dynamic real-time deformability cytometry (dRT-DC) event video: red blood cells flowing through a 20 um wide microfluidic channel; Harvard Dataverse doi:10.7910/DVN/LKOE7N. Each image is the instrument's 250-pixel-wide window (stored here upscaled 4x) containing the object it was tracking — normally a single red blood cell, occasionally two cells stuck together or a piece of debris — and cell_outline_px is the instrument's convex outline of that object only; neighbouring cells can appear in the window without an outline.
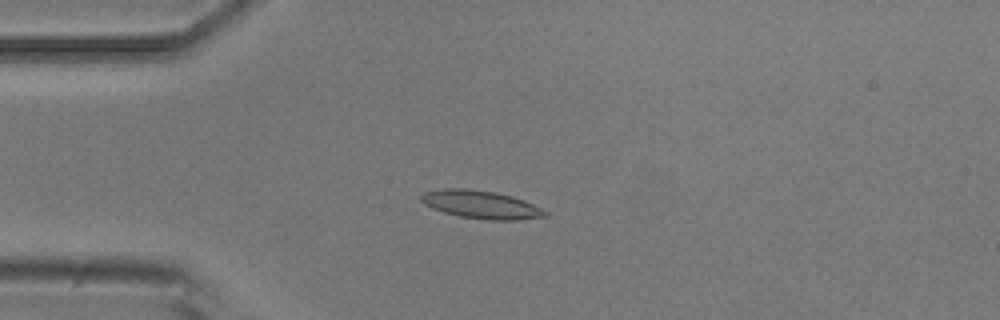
{"species": "common noctule bat (a hibernating species)", "species_latin": "Nyctalus noctula", "temperature_condition": "room temperature", "stored_images_in_passage": 8, "camera_frame_rate_fps": 3000, "um_per_image_px": 0.085, "animal": {"sex": "male", "body_mass_g": 20.5, "forearm_length_mm": 52.5}, "frame": {"image": 1, "passage_image": 3, "time_ms": 0.667, "image_size_px": [1000, 320], "cell_outline_px": [[548, 216], [516, 220], [488, 220], [460, 216], [444, 212], [432, 208], [424, 204], [420, 200], [420, 196], [424, 192], [444, 188], [464, 188], [492, 192], [512, 196], [524, 200], [548, 212]], "centroid_in_image_um": [40.87, 17.39], "position_along_channel_um": 44.1, "area_um2": 20.11}}
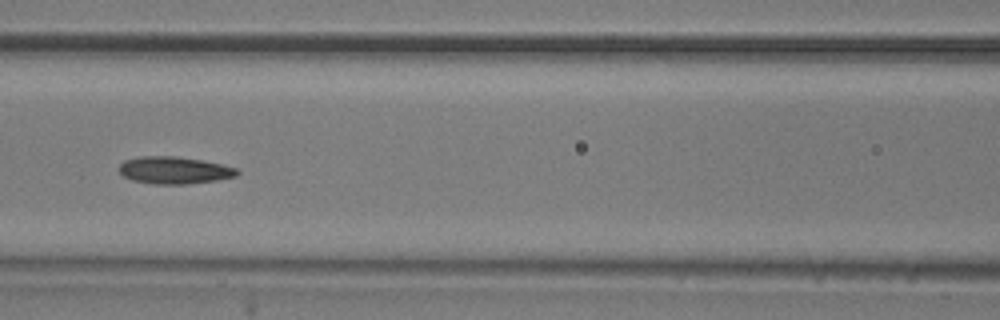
{"frame": {"image": 2, "passage_image": 6, "time_ms": 1.667, "image_size_px": [1000, 320], "cell_outline_px": [[240, 172], [236, 176], [216, 180], [188, 184], [152, 184], [132, 180], [124, 176], [120, 172], [120, 164], [124, 160], [140, 156], [176, 156], [200, 160], [220, 164], [236, 168]], "centroid_in_image_um": [14.8, 14.47], "position_along_channel_um": 151.8, "area_um2": 18.61}}
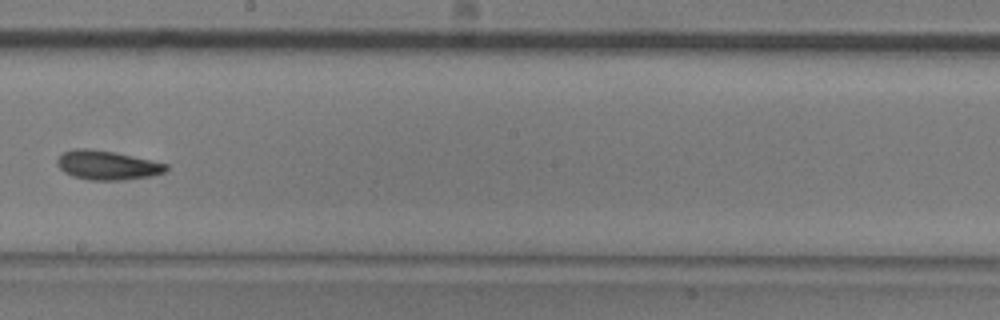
{"frame": {"image": 3, "passage_image": 8, "time_ms": 2.333, "image_size_px": [1000, 320], "cell_outline_px": [[168, 168], [164, 172], [152, 176], [124, 180], [88, 180], [72, 176], [64, 172], [56, 164], [56, 160], [64, 152], [72, 148], [84, 148], [116, 152], [168, 164]], "centroid_in_image_um": [9.1, 14.04], "position_along_channel_um": 239.1, "area_um2": 18.61}}